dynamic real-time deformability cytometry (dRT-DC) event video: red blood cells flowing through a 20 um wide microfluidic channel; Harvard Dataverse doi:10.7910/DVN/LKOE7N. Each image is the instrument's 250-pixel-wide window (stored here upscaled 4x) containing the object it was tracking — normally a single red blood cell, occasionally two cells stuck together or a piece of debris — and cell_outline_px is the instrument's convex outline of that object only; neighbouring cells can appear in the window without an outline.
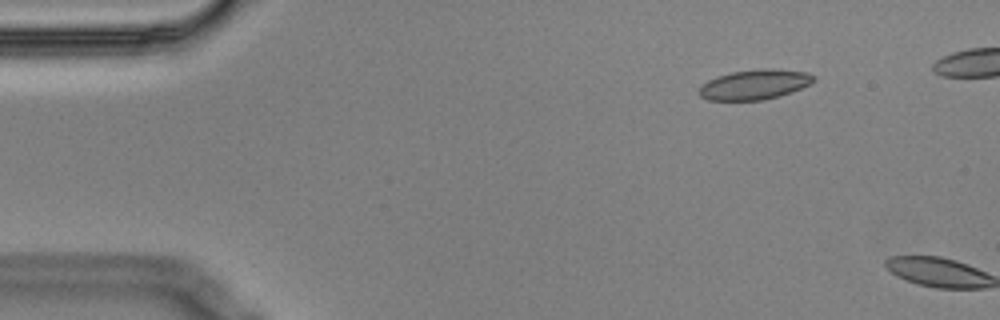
{"species": "Egyptian fruit bat (a non-hibernating species)", "species_latin": "Rousettus aegyptiacus", "temperature_condition": "cold", "stored_images_in_passage": 4, "segment_of_instrument_passage": [2, 2], "camera_frame_rate_fps": 3000, "um_per_image_px": 0.085, "animal": {"sex": "male"}, "frame": {"image": 1, "passage_image": 4, "time_ms": 1.0, "image_size_px": [1000, 320], "cell_outline_px": [[816, 80], [812, 84], [792, 92], [780, 96], [760, 100], [708, 100], [700, 96], [696, 92], [708, 80], [732, 72], [764, 68], [772, 68], [808, 72], [816, 76]], "centroid_in_image_um": [64.21, 7.18], "position_along_channel_um": 20.8, "area_um2": 20.11}}